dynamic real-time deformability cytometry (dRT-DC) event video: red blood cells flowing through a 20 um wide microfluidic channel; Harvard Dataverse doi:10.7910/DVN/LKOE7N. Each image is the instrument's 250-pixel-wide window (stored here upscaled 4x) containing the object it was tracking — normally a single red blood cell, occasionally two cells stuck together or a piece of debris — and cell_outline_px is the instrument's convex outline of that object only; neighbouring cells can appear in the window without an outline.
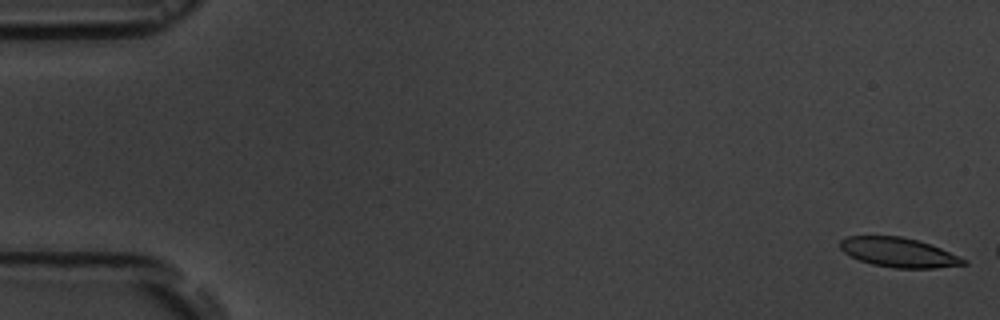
{"species": "common noctule bat (a hibernating species)", "species_latin": "Nyctalus noctula", "temperature_condition": "room temperature", "stored_images_in_passage": 3, "camera_frame_rate_fps": 3000, "um_per_image_px": 0.085, "animal": {"sex": "male", "body_mass_g": 19.5, "forearm_length_mm": 54.6}, "frame": {"image": 1, "passage_image": 1, "time_ms": 0.0, "image_size_px": [1000, 320], "cell_outline_px": [[968, 264], [936, 268], [896, 268], [872, 264], [860, 260], [844, 252], [840, 248], [840, 240], [848, 236], [900, 236], [916, 240], [940, 248], [968, 260]], "centroid_in_image_um": [76.4, 21.46], "position_along_channel_um": 8.6, "area_um2": 20.98}}